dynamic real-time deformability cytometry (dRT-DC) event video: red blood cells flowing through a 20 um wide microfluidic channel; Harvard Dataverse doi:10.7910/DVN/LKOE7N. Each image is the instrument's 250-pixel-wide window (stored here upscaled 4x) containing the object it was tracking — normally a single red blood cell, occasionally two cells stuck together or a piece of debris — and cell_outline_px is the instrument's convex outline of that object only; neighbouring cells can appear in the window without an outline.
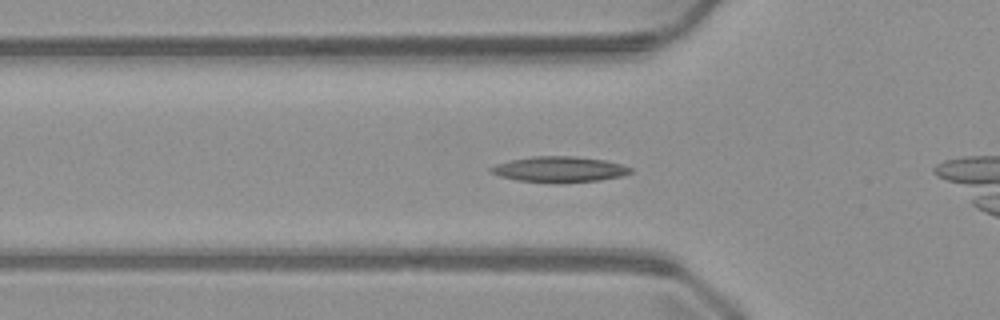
{"species": "common noctule bat (a hibernating species)", "species_latin": "Nyctalus noctula", "temperature_condition": "warm", "stored_images_in_passage": 34, "camera_frame_rate_fps": 3000, "um_per_image_px": 0.085, "animal": {"sex": "male", "body_mass_g": 23.1, "forearm_length_mm": 52.7}, "frame": {"image": 1, "passage_image": 10, "time_ms": 3.0, "image_size_px": [1000, 320], "cell_outline_px": [[632, 172], [624, 176], [600, 180], [516, 180], [500, 176], [488, 172], [488, 168], [496, 164], [508, 160], [532, 156], [576, 156], [604, 160], [620, 164], [632, 168]], "centroid_in_image_um": [47.52, 14.34], "position_along_channel_um": 78.3, "area_um2": 20.11}}
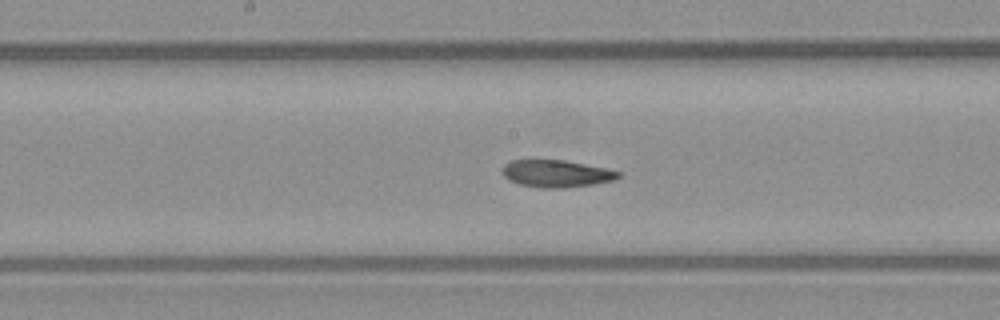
{"frame": {"image": 2, "passage_image": 19, "time_ms": 6.0, "image_size_px": [1000, 320], "cell_outline_px": [[620, 176], [612, 180], [592, 184], [564, 188], [544, 188], [520, 184], [508, 180], [500, 172], [504, 164], [512, 160], [532, 156], [564, 160], [608, 168], [620, 172]], "centroid_in_image_um": [47.19, 14.7], "position_along_channel_um": 201.0, "area_um2": 19.13}}
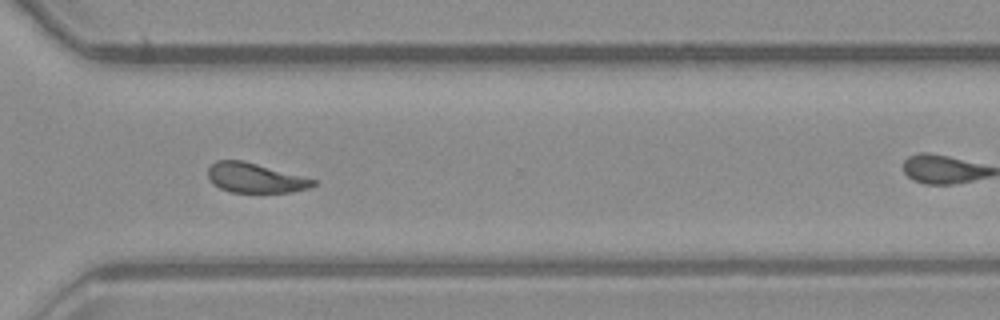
{"frame": {"image": 3, "passage_image": 30, "time_ms": 9.667, "image_size_px": [1000, 320], "cell_outline_px": [[316, 184], [312, 188], [292, 192], [232, 192], [220, 188], [212, 184], [208, 180], [208, 168], [216, 160], [240, 160], [256, 164], [316, 180]], "centroid_in_image_um": [21.66, 15.14], "position_along_channel_um": 348.9, "area_um2": 18.03}}